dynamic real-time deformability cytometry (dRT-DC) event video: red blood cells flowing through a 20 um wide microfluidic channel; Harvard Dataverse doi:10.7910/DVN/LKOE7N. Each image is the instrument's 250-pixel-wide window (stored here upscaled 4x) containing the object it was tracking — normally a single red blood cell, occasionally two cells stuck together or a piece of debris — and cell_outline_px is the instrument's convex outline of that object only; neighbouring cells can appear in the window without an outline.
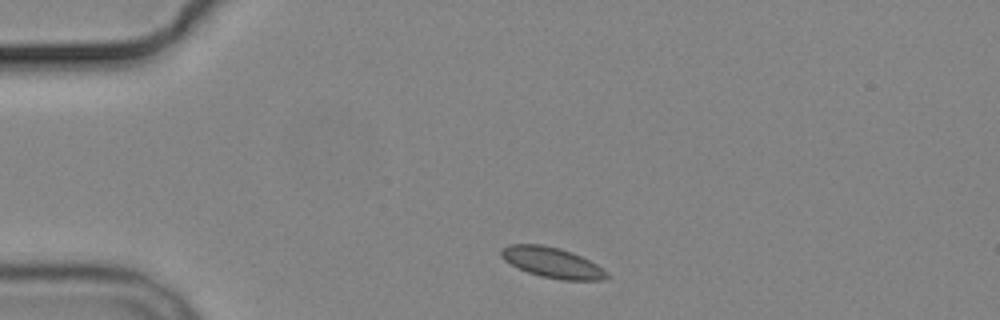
{"species": "common noctule bat (a hibernating species)", "species_latin": "Nyctalus noctula", "temperature_condition": "cold", "stored_images_in_passage": 2, "camera_frame_rate_fps": 3000, "um_per_image_px": 0.085, "animal": {"sex": "male", "body_mass_g": 19.2, "forearm_length_mm": 51.8}, "frame": {"image": 1, "passage_image": 1, "time_ms": 0.0, "image_size_px": [1000, 320], "cell_outline_px": [[608, 276], [604, 280], [560, 280], [540, 276], [528, 272], [504, 260], [500, 256], [500, 248], [508, 244], [540, 244], [560, 248], [572, 252], [596, 264], [608, 272]], "centroid_in_image_um": [46.91, 22.31], "position_along_channel_um": 38.1, "area_um2": 18.73}}